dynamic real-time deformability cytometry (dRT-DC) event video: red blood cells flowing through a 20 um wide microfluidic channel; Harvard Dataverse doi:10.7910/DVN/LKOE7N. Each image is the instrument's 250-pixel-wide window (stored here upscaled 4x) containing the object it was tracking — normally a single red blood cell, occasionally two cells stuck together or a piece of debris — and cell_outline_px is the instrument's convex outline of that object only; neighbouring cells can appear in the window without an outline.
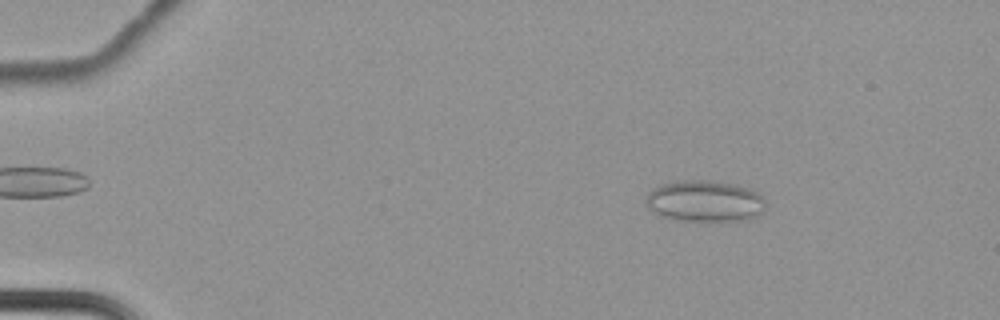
{"species": "common noctule bat (a hibernating species)", "species_latin": "Nyctalus noctula", "temperature_condition": "cold", "stored_images_in_passage": 64, "camera_frame_rate_fps": 3000, "um_per_image_px": 0.085, "animal": {"sex": "female", "body_mass_g": 22.7, "forearm_length_mm": 54.2}, "frame": {"image": 1, "passage_image": 11, "time_ms": 3.333, "image_size_px": [1000, 320], "cell_outline_px": [[764, 212], [756, 216], [744, 220], [676, 220], [660, 216], [648, 208], [648, 192], [652, 188], [660, 184], [676, 180], [712, 180], [732, 184], [748, 188], [756, 192], [764, 200]], "centroid_in_image_um": [59.88, 17.08], "position_along_channel_um": 25.1, "area_um2": 28.73}}
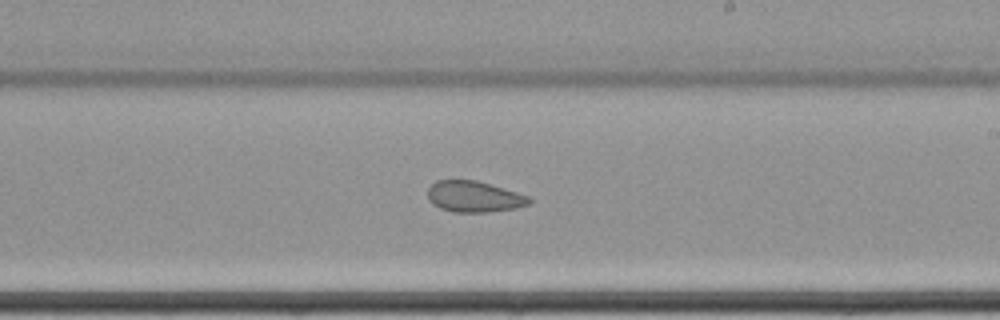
{"frame": {"image": 2, "passage_image": 40, "time_ms": 13.0, "image_size_px": [1000, 320], "cell_outline_px": [[532, 204], [516, 208], [488, 212], [452, 212], [440, 208], [432, 204], [428, 200], [428, 188], [436, 180], [476, 180], [516, 192], [528, 196], [532, 200]], "centroid_in_image_um": [40.29, 16.72], "position_along_channel_um": 248.7, "area_um2": 18.44}}
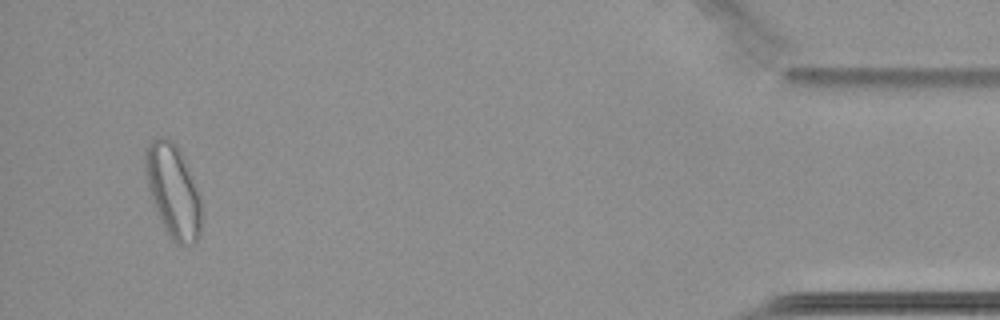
{"frame": {"image": 3, "passage_image": 61, "time_ms": 20.0, "image_size_px": [1000, 320], "cell_outline_px": [[200, 232], [196, 240], [192, 244], [176, 244], [172, 240], [164, 228], [160, 220], [148, 184], [144, 164], [144, 152], [148, 144], [152, 140], [160, 136], [164, 136], [172, 140], [176, 144], [184, 160], [200, 196]], "centroid_in_image_um": [14.7, 16.2], "position_along_channel_um": 420.5, "area_um2": 29.82}, "authors_computed_cell_mechanics": {"area_um2": 24.1315, "velocity_mm_per_s": 3.4523, "shape_relaxation_time_tau1_ms": null, "shape_relaxation_time_tau2_ms": 2.562, "deformation_change_tau1": null, "deformation_change_tau2": 0.0814}}